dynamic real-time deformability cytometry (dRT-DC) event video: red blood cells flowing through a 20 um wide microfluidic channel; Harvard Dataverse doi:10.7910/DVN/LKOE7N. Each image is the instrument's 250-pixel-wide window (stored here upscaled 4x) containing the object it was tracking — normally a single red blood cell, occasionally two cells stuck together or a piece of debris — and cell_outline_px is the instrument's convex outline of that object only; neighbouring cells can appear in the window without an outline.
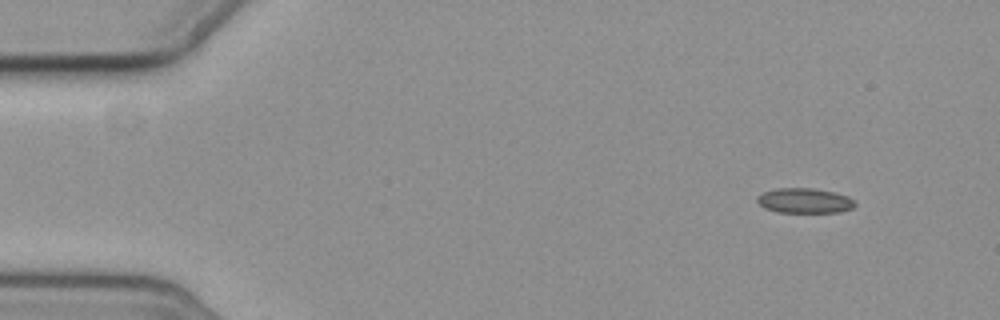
{"species": "common noctule bat (a hibernating species)", "species_latin": "Nyctalus noctula", "temperature_condition": "cold", "stored_images_in_passage": 10, "camera_frame_rate_fps": 3000, "um_per_image_px": 0.085, "animal": {"sex": "female", "body_mass_g": 19.3, "forearm_length_mm": 54.1}, "frame": {"image": 1, "passage_image": 1, "time_ms": 0.0, "image_size_px": [1000, 320], "cell_outline_px": [[856, 204], [852, 208], [840, 212], [776, 212], [764, 208], [756, 200], [756, 196], [764, 192], [776, 188], [812, 188], [836, 192], [848, 196], [856, 200]], "centroid_in_image_um": [68.4, 17.05], "position_along_channel_um": 16.6, "area_um2": 14.39}}
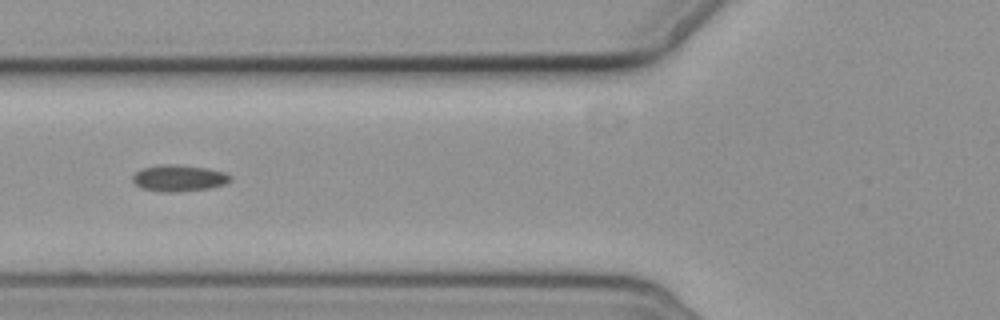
{"frame": {"image": 2, "passage_image": 5, "time_ms": 5.667, "image_size_px": [1000, 320], "cell_outline_px": [[232, 180], [224, 184], [208, 188], [180, 192], [160, 192], [140, 188], [132, 180], [132, 176], [136, 172], [144, 168], [160, 164], [172, 164], [208, 168], [224, 172], [232, 176]], "centroid_in_image_um": [15.2, 15.14], "position_along_channel_um": 110.6, "area_um2": 15.14}}
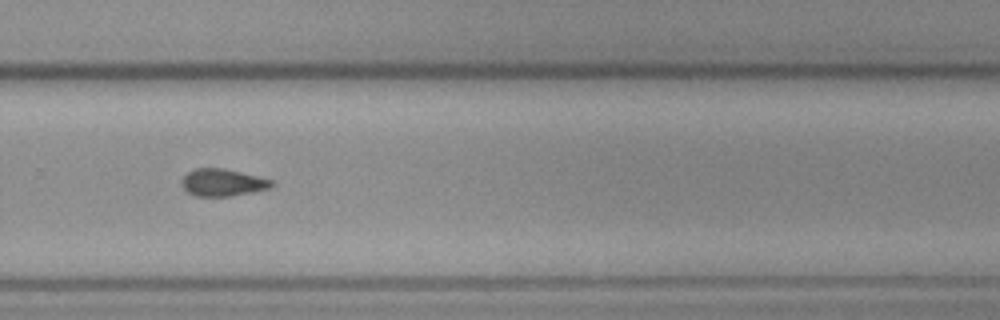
{"frame": {"image": 3, "passage_image": 10, "time_ms": 11.333, "image_size_px": [1000, 320], "cell_outline_px": [[276, 184], [268, 188], [252, 192], [228, 196], [196, 196], [188, 192], [180, 184], [180, 180], [192, 168], [224, 168], [272, 180]], "centroid_in_image_um": [18.88, 15.5], "position_along_channel_um": 310.9, "area_um2": 14.22}}